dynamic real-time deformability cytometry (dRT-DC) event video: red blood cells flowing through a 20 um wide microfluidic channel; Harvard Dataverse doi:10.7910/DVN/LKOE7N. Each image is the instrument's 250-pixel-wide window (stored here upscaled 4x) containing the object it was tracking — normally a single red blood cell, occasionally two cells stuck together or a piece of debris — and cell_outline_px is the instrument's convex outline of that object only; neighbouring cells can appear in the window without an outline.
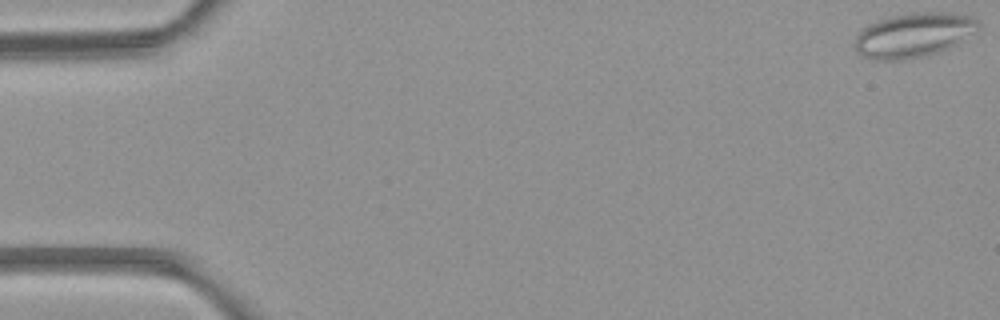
{"species": "common noctule bat (a hibernating species)", "species_latin": "Nyctalus noctula", "temperature_condition": "room temperature", "stored_images_in_passage": 2, "camera_frame_rate_fps": 3000, "um_per_image_px": 0.085, "animal": {"sex": "female", "body_mass_g": 21.9}, "frame": {"image": 1, "passage_image": 1, "time_ms": 0.0, "image_size_px": [1000, 320], "cell_outline_px": [[980, 28], [956, 44], [948, 48], [924, 56], [904, 60], [872, 60], [864, 56], [856, 48], [856, 36], [860, 28], [868, 24], [892, 16], [912, 12], [952, 12], [972, 16], [980, 20]], "centroid_in_image_um": [77.69, 2.96], "position_along_channel_um": 7.3, "area_um2": 32.08}}